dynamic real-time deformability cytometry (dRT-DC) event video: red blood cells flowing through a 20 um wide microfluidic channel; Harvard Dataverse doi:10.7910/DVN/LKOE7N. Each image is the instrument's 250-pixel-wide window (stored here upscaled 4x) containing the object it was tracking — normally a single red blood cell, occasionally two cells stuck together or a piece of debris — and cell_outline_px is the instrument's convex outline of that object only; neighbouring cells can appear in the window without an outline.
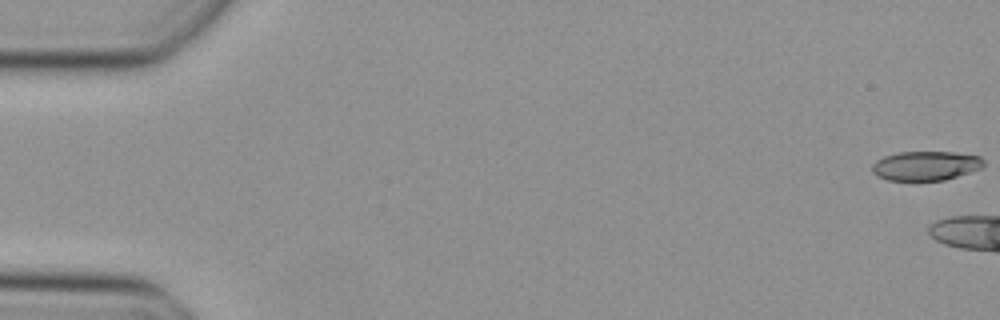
{"species": "Egyptian fruit bat (a non-hibernating species)", "species_latin": "Rousettus aegyptiacus", "temperature_condition": "cold", "stored_images_in_passage": 7, "camera_frame_rate_fps": 3000, "um_per_image_px": 0.085, "animal": {"sex": "female"}, "frame": {"image": 1, "passage_image": 1, "time_ms": 0.0, "image_size_px": [1000, 320], "cell_outline_px": [[984, 164], [980, 168], [944, 180], [888, 180], [876, 176], [872, 172], [872, 164], [876, 160], [884, 156], [900, 152], [952, 152], [980, 156], [984, 160]], "centroid_in_image_um": [78.65, 14.08], "position_along_channel_um": 6.4, "area_um2": 18.9}}